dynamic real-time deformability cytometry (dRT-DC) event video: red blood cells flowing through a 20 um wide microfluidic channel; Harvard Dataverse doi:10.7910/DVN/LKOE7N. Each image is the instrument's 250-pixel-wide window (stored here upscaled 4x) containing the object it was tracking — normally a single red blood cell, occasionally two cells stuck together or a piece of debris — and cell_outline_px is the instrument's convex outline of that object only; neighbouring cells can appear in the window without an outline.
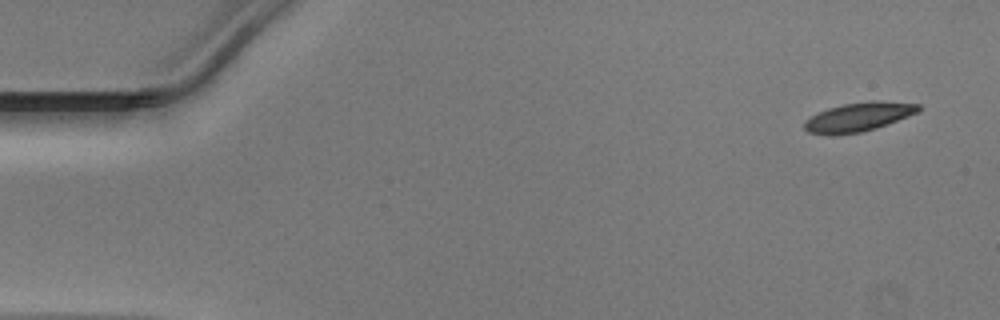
{"species": "Egyptian fruit bat (a non-hibernating species)", "species_latin": "Rousettus aegyptiacus", "temperature_condition": "warm", "stored_images_in_passage": 47, "camera_frame_rate_fps": 3000, "um_per_image_px": 0.085, "animal": {"sex": "male"}, "frame": {"image": 1, "passage_image": 1, "time_ms": 0.0, "image_size_px": [1000, 320], "cell_outline_px": [[920, 108], [916, 112], [908, 116], [876, 128], [860, 132], [832, 136], [808, 132], [804, 128], [804, 120], [816, 112], [828, 108], [844, 104], [868, 100], [880, 100], [920, 104]], "centroid_in_image_um": [72.92, 9.94], "position_along_channel_um": 12.1, "area_um2": 19.42}}
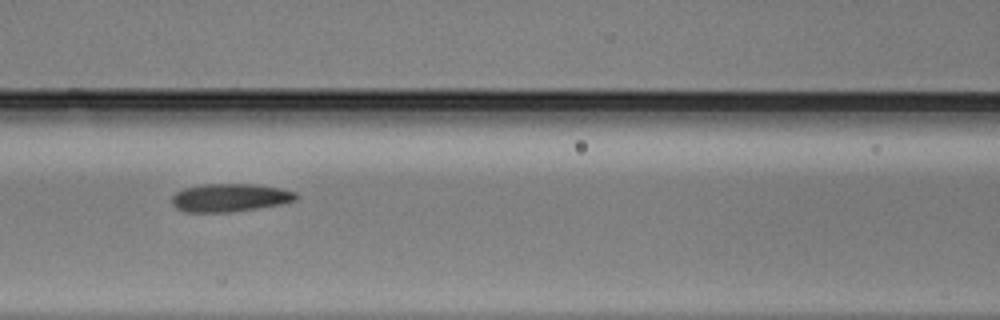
{"frame": {"image": 2, "passage_image": 20, "time_ms": 6.333, "image_size_px": [1000, 320], "cell_outline_px": [[300, 196], [296, 200], [280, 204], [232, 212], [184, 212], [176, 208], [172, 204], [172, 196], [176, 192], [184, 188], [204, 184], [256, 184], [280, 188], [296, 192]], "centroid_in_image_um": [19.54, 16.8], "position_along_channel_um": 147.1, "area_um2": 20.4}}
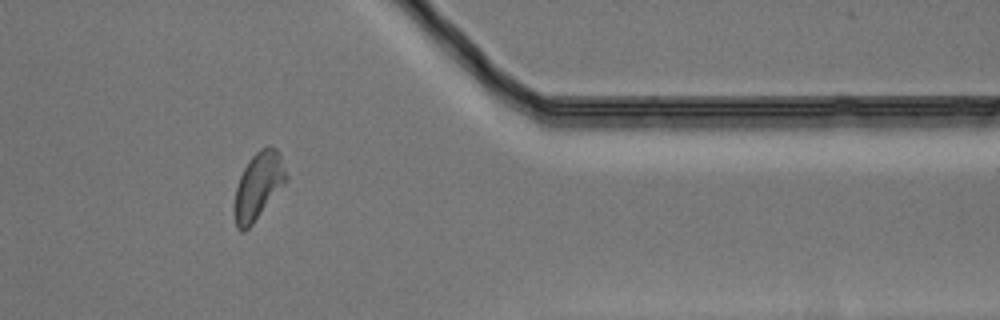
{"frame": {"image": 3, "passage_image": 39, "time_ms": 12.667, "image_size_px": [1000, 320], "cell_outline_px": [[288, 180], [252, 224], [244, 232], [240, 232], [236, 228], [236, 188], [240, 176], [248, 160], [260, 148], [268, 144], [276, 148], [280, 156], [288, 176]], "centroid_in_image_um": [21.99, 15.75], "position_along_channel_um": 389.4, "area_um2": 19.88}}